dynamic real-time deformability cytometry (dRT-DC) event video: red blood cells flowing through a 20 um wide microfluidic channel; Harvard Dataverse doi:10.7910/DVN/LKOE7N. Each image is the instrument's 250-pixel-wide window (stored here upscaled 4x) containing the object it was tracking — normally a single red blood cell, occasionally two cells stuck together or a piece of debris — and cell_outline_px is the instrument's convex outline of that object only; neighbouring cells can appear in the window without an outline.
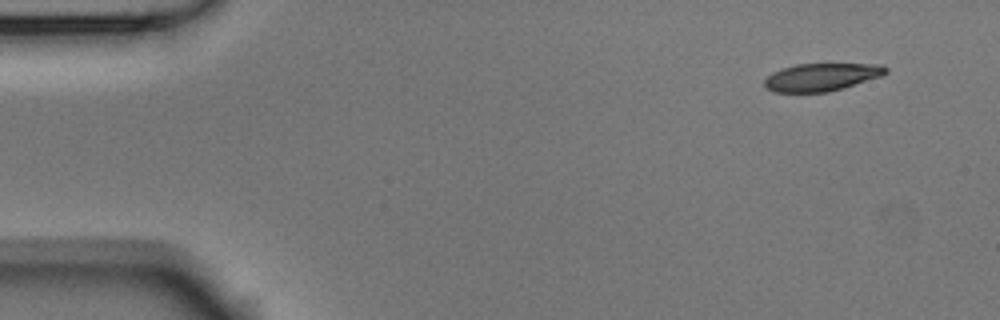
{"species": "Egyptian fruit bat (a non-hibernating species)", "species_latin": "Rousettus aegyptiacus", "temperature_condition": "room temperature", "stored_images_in_passage": 4, "camera_frame_rate_fps": 3000, "um_per_image_px": 0.085, "animal": {"sex": "male"}, "frame": {"image": 1, "passage_image": 1, "time_ms": 0.0, "image_size_px": [1000, 320], "cell_outline_px": [[888, 72], [880, 76], [844, 88], [828, 92], [772, 92], [764, 88], [764, 80], [772, 72], [796, 64], [884, 64], [888, 68]], "centroid_in_image_um": [69.82, 6.55], "position_along_channel_um": 15.2, "area_um2": 19.65}}
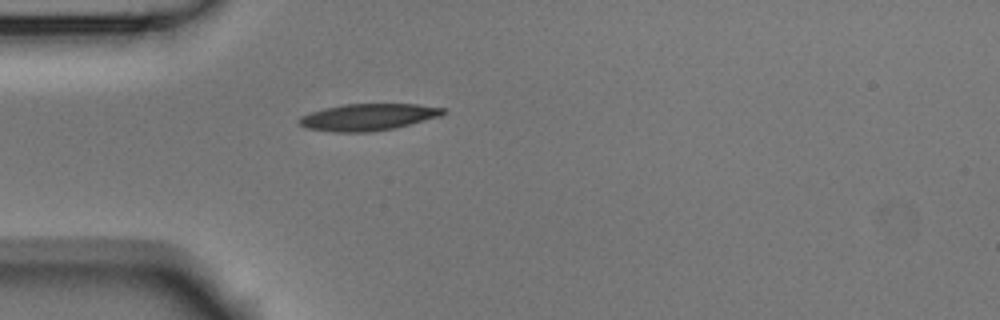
{"frame": {"image": 2, "passage_image": 4, "time_ms": 1.0, "image_size_px": [1000, 320], "cell_outline_px": [[444, 112], [440, 116], [396, 128], [368, 132], [332, 132], [308, 128], [300, 124], [296, 120], [300, 116], [324, 108], [344, 104], [416, 104], [444, 108]], "centroid_in_image_um": [31.26, 9.95], "position_along_channel_um": 53.7, "area_um2": 22.37}}